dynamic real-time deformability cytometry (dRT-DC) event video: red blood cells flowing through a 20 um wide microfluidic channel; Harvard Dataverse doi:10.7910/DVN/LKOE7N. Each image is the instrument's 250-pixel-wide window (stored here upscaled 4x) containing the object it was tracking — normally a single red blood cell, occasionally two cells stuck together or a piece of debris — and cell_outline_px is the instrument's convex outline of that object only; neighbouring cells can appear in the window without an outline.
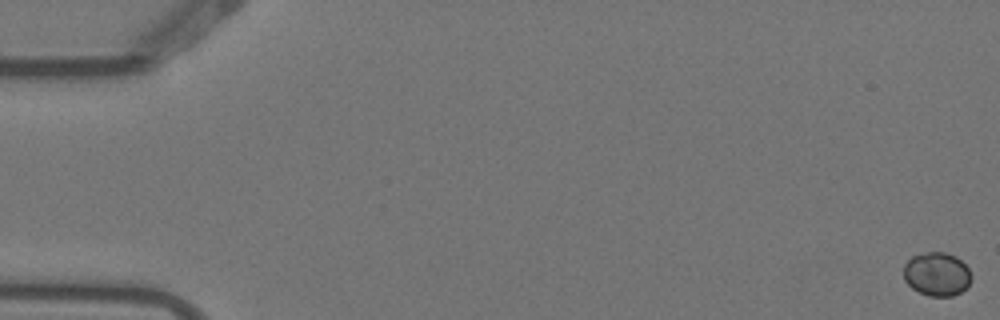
{"species": "Egyptian fruit bat (a non-hibernating species)", "species_latin": "Rousettus aegyptiacus", "temperature_condition": "warm", "stored_images_in_passage": 8, "camera_frame_rate_fps": 3000, "um_per_image_px": 0.085, "animal": {"sex": "female"}, "frame": {"image": 1, "passage_image": 1, "time_ms": 0.0, "image_size_px": [1000, 320], "cell_outline_px": [[972, 280], [968, 288], [952, 296], [928, 296], [912, 288], [904, 280], [904, 264], [912, 256], [924, 252], [944, 252], [956, 256], [968, 268], [972, 276]], "centroid_in_image_um": [79.65, 23.3], "position_along_channel_um": 5.4, "area_um2": 17.4}}
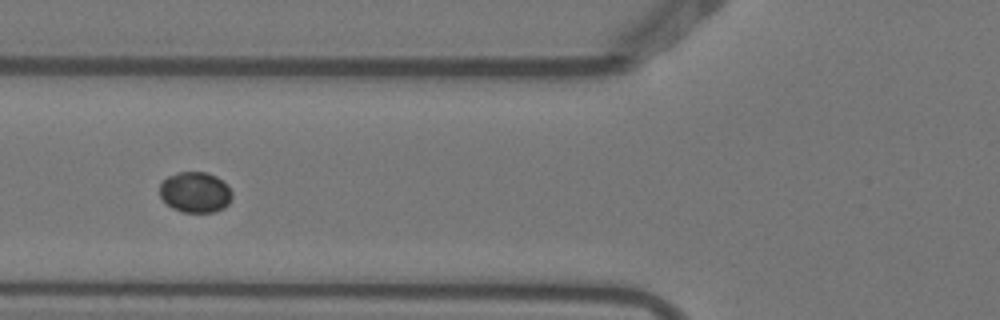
{"frame": {"image": 2, "passage_image": 6, "time_ms": 1.667, "image_size_px": [1000, 320], "cell_outline_px": [[232, 196], [228, 204], [224, 208], [216, 212], [184, 212], [172, 208], [160, 196], [160, 184], [168, 176], [176, 172], [208, 172], [216, 176], [232, 192]], "centroid_in_image_um": [16.59, 16.34], "position_along_channel_um": 109.2, "area_um2": 17.05}}
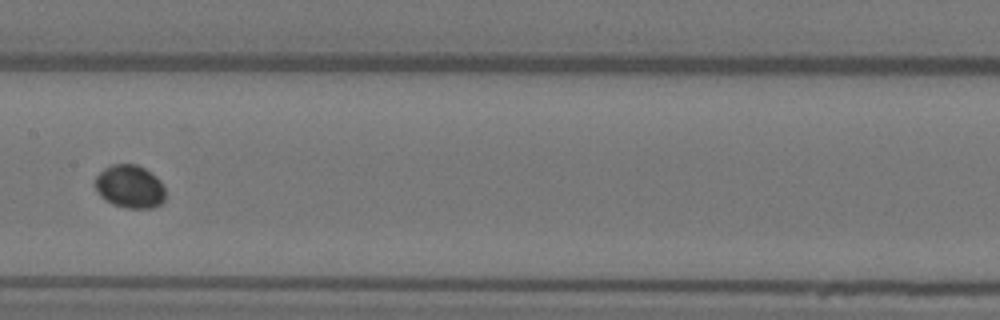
{"frame": {"image": 3, "passage_image": 8, "time_ms": 2.333, "image_size_px": [1000, 320], "cell_outline_px": [[164, 200], [160, 204], [152, 208], [128, 208], [112, 204], [104, 200], [96, 192], [96, 176], [104, 168], [112, 164], [136, 164], [144, 168], [156, 176], [160, 180], [164, 188]], "centroid_in_image_um": [11.02, 15.86], "position_along_channel_um": 196.4, "area_um2": 17.69}}